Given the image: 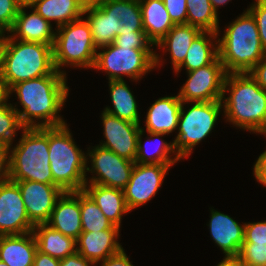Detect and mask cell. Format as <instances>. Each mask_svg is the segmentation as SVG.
<instances>
[{"label": "cell", "mask_w": 266, "mask_h": 266, "mask_svg": "<svg viewBox=\"0 0 266 266\" xmlns=\"http://www.w3.org/2000/svg\"><path fill=\"white\" fill-rule=\"evenodd\" d=\"M226 71L219 57L211 64L186 72L185 83L178 97L182 102H211L221 100Z\"/></svg>", "instance_id": "cell-11"}, {"label": "cell", "mask_w": 266, "mask_h": 266, "mask_svg": "<svg viewBox=\"0 0 266 266\" xmlns=\"http://www.w3.org/2000/svg\"><path fill=\"white\" fill-rule=\"evenodd\" d=\"M253 176L259 184L266 187V150L262 152L255 161Z\"/></svg>", "instance_id": "cell-42"}, {"label": "cell", "mask_w": 266, "mask_h": 266, "mask_svg": "<svg viewBox=\"0 0 266 266\" xmlns=\"http://www.w3.org/2000/svg\"><path fill=\"white\" fill-rule=\"evenodd\" d=\"M93 69L104 71L108 81L124 80L126 76L138 82L155 69V50L119 47L112 43L97 49Z\"/></svg>", "instance_id": "cell-9"}, {"label": "cell", "mask_w": 266, "mask_h": 266, "mask_svg": "<svg viewBox=\"0 0 266 266\" xmlns=\"http://www.w3.org/2000/svg\"><path fill=\"white\" fill-rule=\"evenodd\" d=\"M31 6L55 29L83 17L85 8L81 0H35Z\"/></svg>", "instance_id": "cell-29"}, {"label": "cell", "mask_w": 266, "mask_h": 266, "mask_svg": "<svg viewBox=\"0 0 266 266\" xmlns=\"http://www.w3.org/2000/svg\"><path fill=\"white\" fill-rule=\"evenodd\" d=\"M218 57V34L215 32H201L190 45L183 63L173 72H186L211 64Z\"/></svg>", "instance_id": "cell-27"}, {"label": "cell", "mask_w": 266, "mask_h": 266, "mask_svg": "<svg viewBox=\"0 0 266 266\" xmlns=\"http://www.w3.org/2000/svg\"><path fill=\"white\" fill-rule=\"evenodd\" d=\"M69 90L67 75L56 71L54 74L21 81L6 93L9 99L15 94L17 102L22 106L18 109L20 105L11 103L25 128H43L67 123L59 113L66 104Z\"/></svg>", "instance_id": "cell-1"}, {"label": "cell", "mask_w": 266, "mask_h": 266, "mask_svg": "<svg viewBox=\"0 0 266 266\" xmlns=\"http://www.w3.org/2000/svg\"><path fill=\"white\" fill-rule=\"evenodd\" d=\"M80 211L82 232L102 231L114 226L84 190L80 191Z\"/></svg>", "instance_id": "cell-32"}, {"label": "cell", "mask_w": 266, "mask_h": 266, "mask_svg": "<svg viewBox=\"0 0 266 266\" xmlns=\"http://www.w3.org/2000/svg\"><path fill=\"white\" fill-rule=\"evenodd\" d=\"M112 13L120 20V30H144L139 0H112Z\"/></svg>", "instance_id": "cell-34"}, {"label": "cell", "mask_w": 266, "mask_h": 266, "mask_svg": "<svg viewBox=\"0 0 266 266\" xmlns=\"http://www.w3.org/2000/svg\"><path fill=\"white\" fill-rule=\"evenodd\" d=\"M144 133H147V136L143 143L142 138L145 135ZM165 135L167 134L144 132L141 130L137 139V156L135 162L141 164H176L178 161H181L175 151L173 141L166 142L162 139Z\"/></svg>", "instance_id": "cell-23"}, {"label": "cell", "mask_w": 266, "mask_h": 266, "mask_svg": "<svg viewBox=\"0 0 266 266\" xmlns=\"http://www.w3.org/2000/svg\"><path fill=\"white\" fill-rule=\"evenodd\" d=\"M52 49L55 68L65 75V67L93 69L97 49L84 16L56 28Z\"/></svg>", "instance_id": "cell-7"}, {"label": "cell", "mask_w": 266, "mask_h": 266, "mask_svg": "<svg viewBox=\"0 0 266 266\" xmlns=\"http://www.w3.org/2000/svg\"><path fill=\"white\" fill-rule=\"evenodd\" d=\"M207 224L210 237L224 254V258L238 257L244 242L245 223L240 224L231 216L210 208Z\"/></svg>", "instance_id": "cell-17"}, {"label": "cell", "mask_w": 266, "mask_h": 266, "mask_svg": "<svg viewBox=\"0 0 266 266\" xmlns=\"http://www.w3.org/2000/svg\"><path fill=\"white\" fill-rule=\"evenodd\" d=\"M238 258L247 266H266V244L243 243Z\"/></svg>", "instance_id": "cell-36"}, {"label": "cell", "mask_w": 266, "mask_h": 266, "mask_svg": "<svg viewBox=\"0 0 266 266\" xmlns=\"http://www.w3.org/2000/svg\"><path fill=\"white\" fill-rule=\"evenodd\" d=\"M53 26L32 6H20L14 25L8 34L20 41L39 42L53 46L56 35V29H53Z\"/></svg>", "instance_id": "cell-18"}, {"label": "cell", "mask_w": 266, "mask_h": 266, "mask_svg": "<svg viewBox=\"0 0 266 266\" xmlns=\"http://www.w3.org/2000/svg\"><path fill=\"white\" fill-rule=\"evenodd\" d=\"M51 45L25 42L4 34L0 77L7 92L13 85L56 72Z\"/></svg>", "instance_id": "cell-4"}, {"label": "cell", "mask_w": 266, "mask_h": 266, "mask_svg": "<svg viewBox=\"0 0 266 266\" xmlns=\"http://www.w3.org/2000/svg\"><path fill=\"white\" fill-rule=\"evenodd\" d=\"M218 31V57L226 73L249 72L265 55L255 18L246 9Z\"/></svg>", "instance_id": "cell-3"}, {"label": "cell", "mask_w": 266, "mask_h": 266, "mask_svg": "<svg viewBox=\"0 0 266 266\" xmlns=\"http://www.w3.org/2000/svg\"><path fill=\"white\" fill-rule=\"evenodd\" d=\"M7 96V93L4 89L1 77H0V101L3 100Z\"/></svg>", "instance_id": "cell-50"}, {"label": "cell", "mask_w": 266, "mask_h": 266, "mask_svg": "<svg viewBox=\"0 0 266 266\" xmlns=\"http://www.w3.org/2000/svg\"><path fill=\"white\" fill-rule=\"evenodd\" d=\"M165 8L174 25L186 24L187 2L186 0H163Z\"/></svg>", "instance_id": "cell-40"}, {"label": "cell", "mask_w": 266, "mask_h": 266, "mask_svg": "<svg viewBox=\"0 0 266 266\" xmlns=\"http://www.w3.org/2000/svg\"><path fill=\"white\" fill-rule=\"evenodd\" d=\"M86 184H99L124 189L130 180L135 162L120 157L113 151L100 145L87 147Z\"/></svg>", "instance_id": "cell-10"}, {"label": "cell", "mask_w": 266, "mask_h": 266, "mask_svg": "<svg viewBox=\"0 0 266 266\" xmlns=\"http://www.w3.org/2000/svg\"><path fill=\"white\" fill-rule=\"evenodd\" d=\"M33 266H59V259L37 250L34 256Z\"/></svg>", "instance_id": "cell-46"}, {"label": "cell", "mask_w": 266, "mask_h": 266, "mask_svg": "<svg viewBox=\"0 0 266 266\" xmlns=\"http://www.w3.org/2000/svg\"><path fill=\"white\" fill-rule=\"evenodd\" d=\"M120 230L114 225L107 230L81 232L76 239V250L81 256L94 263L103 261L123 248L118 240Z\"/></svg>", "instance_id": "cell-19"}, {"label": "cell", "mask_w": 266, "mask_h": 266, "mask_svg": "<svg viewBox=\"0 0 266 266\" xmlns=\"http://www.w3.org/2000/svg\"><path fill=\"white\" fill-rule=\"evenodd\" d=\"M9 147L11 181H37L53 184L49 161V127L25 128Z\"/></svg>", "instance_id": "cell-5"}, {"label": "cell", "mask_w": 266, "mask_h": 266, "mask_svg": "<svg viewBox=\"0 0 266 266\" xmlns=\"http://www.w3.org/2000/svg\"><path fill=\"white\" fill-rule=\"evenodd\" d=\"M21 191L29 220L34 224H46L52 214L56 200L63 191L54 184L37 181H13Z\"/></svg>", "instance_id": "cell-15"}, {"label": "cell", "mask_w": 266, "mask_h": 266, "mask_svg": "<svg viewBox=\"0 0 266 266\" xmlns=\"http://www.w3.org/2000/svg\"><path fill=\"white\" fill-rule=\"evenodd\" d=\"M10 180L9 147L0 144V183Z\"/></svg>", "instance_id": "cell-44"}, {"label": "cell", "mask_w": 266, "mask_h": 266, "mask_svg": "<svg viewBox=\"0 0 266 266\" xmlns=\"http://www.w3.org/2000/svg\"><path fill=\"white\" fill-rule=\"evenodd\" d=\"M32 232L36 239L37 250L41 253L60 260L77 251L74 238L63 235L47 224L35 225Z\"/></svg>", "instance_id": "cell-30"}, {"label": "cell", "mask_w": 266, "mask_h": 266, "mask_svg": "<svg viewBox=\"0 0 266 266\" xmlns=\"http://www.w3.org/2000/svg\"><path fill=\"white\" fill-rule=\"evenodd\" d=\"M20 6H31L35 0H15Z\"/></svg>", "instance_id": "cell-49"}, {"label": "cell", "mask_w": 266, "mask_h": 266, "mask_svg": "<svg viewBox=\"0 0 266 266\" xmlns=\"http://www.w3.org/2000/svg\"><path fill=\"white\" fill-rule=\"evenodd\" d=\"M229 1H232V0H210L212 7H213L214 11L217 13V15H220V14H218L219 7L220 8H221V6L224 7V5H227V3H229Z\"/></svg>", "instance_id": "cell-48"}, {"label": "cell", "mask_w": 266, "mask_h": 266, "mask_svg": "<svg viewBox=\"0 0 266 266\" xmlns=\"http://www.w3.org/2000/svg\"><path fill=\"white\" fill-rule=\"evenodd\" d=\"M248 73L266 90V55Z\"/></svg>", "instance_id": "cell-43"}, {"label": "cell", "mask_w": 266, "mask_h": 266, "mask_svg": "<svg viewBox=\"0 0 266 266\" xmlns=\"http://www.w3.org/2000/svg\"><path fill=\"white\" fill-rule=\"evenodd\" d=\"M186 24L197 27L202 32L220 31L219 15L214 11L210 0H186Z\"/></svg>", "instance_id": "cell-31"}, {"label": "cell", "mask_w": 266, "mask_h": 266, "mask_svg": "<svg viewBox=\"0 0 266 266\" xmlns=\"http://www.w3.org/2000/svg\"><path fill=\"white\" fill-rule=\"evenodd\" d=\"M114 44L132 49H154V44L148 39L144 30H120Z\"/></svg>", "instance_id": "cell-35"}, {"label": "cell", "mask_w": 266, "mask_h": 266, "mask_svg": "<svg viewBox=\"0 0 266 266\" xmlns=\"http://www.w3.org/2000/svg\"><path fill=\"white\" fill-rule=\"evenodd\" d=\"M191 103V105H189ZM188 105V109L184 106ZM190 106V107H189ZM186 109V110H185ZM221 100L211 102H182L174 148L181 160L193 154L194 147L206 139L223 116Z\"/></svg>", "instance_id": "cell-8"}, {"label": "cell", "mask_w": 266, "mask_h": 266, "mask_svg": "<svg viewBox=\"0 0 266 266\" xmlns=\"http://www.w3.org/2000/svg\"><path fill=\"white\" fill-rule=\"evenodd\" d=\"M19 186L8 180L0 183V235H22L33 231Z\"/></svg>", "instance_id": "cell-13"}, {"label": "cell", "mask_w": 266, "mask_h": 266, "mask_svg": "<svg viewBox=\"0 0 266 266\" xmlns=\"http://www.w3.org/2000/svg\"><path fill=\"white\" fill-rule=\"evenodd\" d=\"M69 125L49 127V161L53 184L63 192L82 191L86 184L87 152L77 146Z\"/></svg>", "instance_id": "cell-6"}, {"label": "cell", "mask_w": 266, "mask_h": 266, "mask_svg": "<svg viewBox=\"0 0 266 266\" xmlns=\"http://www.w3.org/2000/svg\"><path fill=\"white\" fill-rule=\"evenodd\" d=\"M0 266H8L5 262L0 260Z\"/></svg>", "instance_id": "cell-53"}, {"label": "cell", "mask_w": 266, "mask_h": 266, "mask_svg": "<svg viewBox=\"0 0 266 266\" xmlns=\"http://www.w3.org/2000/svg\"><path fill=\"white\" fill-rule=\"evenodd\" d=\"M3 44H4V34H0V70H1V55H2Z\"/></svg>", "instance_id": "cell-51"}, {"label": "cell", "mask_w": 266, "mask_h": 266, "mask_svg": "<svg viewBox=\"0 0 266 266\" xmlns=\"http://www.w3.org/2000/svg\"><path fill=\"white\" fill-rule=\"evenodd\" d=\"M8 101L7 96L0 101V144L10 147L16 139L17 131H22L25 127L20 122L19 114Z\"/></svg>", "instance_id": "cell-33"}, {"label": "cell", "mask_w": 266, "mask_h": 266, "mask_svg": "<svg viewBox=\"0 0 266 266\" xmlns=\"http://www.w3.org/2000/svg\"><path fill=\"white\" fill-rule=\"evenodd\" d=\"M266 244V220L245 222L244 242Z\"/></svg>", "instance_id": "cell-39"}, {"label": "cell", "mask_w": 266, "mask_h": 266, "mask_svg": "<svg viewBox=\"0 0 266 266\" xmlns=\"http://www.w3.org/2000/svg\"><path fill=\"white\" fill-rule=\"evenodd\" d=\"M83 16L90 25L96 49L114 43L120 34V20L112 13V0H96L85 5Z\"/></svg>", "instance_id": "cell-16"}, {"label": "cell", "mask_w": 266, "mask_h": 266, "mask_svg": "<svg viewBox=\"0 0 266 266\" xmlns=\"http://www.w3.org/2000/svg\"><path fill=\"white\" fill-rule=\"evenodd\" d=\"M19 8L15 0H0V34H7L11 30Z\"/></svg>", "instance_id": "cell-37"}, {"label": "cell", "mask_w": 266, "mask_h": 266, "mask_svg": "<svg viewBox=\"0 0 266 266\" xmlns=\"http://www.w3.org/2000/svg\"><path fill=\"white\" fill-rule=\"evenodd\" d=\"M100 116L104 141L101 140L98 145L113 151L120 157L135 162L141 124L122 120L105 111H102Z\"/></svg>", "instance_id": "cell-14"}, {"label": "cell", "mask_w": 266, "mask_h": 266, "mask_svg": "<svg viewBox=\"0 0 266 266\" xmlns=\"http://www.w3.org/2000/svg\"><path fill=\"white\" fill-rule=\"evenodd\" d=\"M201 32L200 29L189 24L174 25L166 36L155 45L157 49L163 50L161 55L155 50V68L163 66L165 62L161 56L168 52L174 72L183 63L190 45Z\"/></svg>", "instance_id": "cell-20"}, {"label": "cell", "mask_w": 266, "mask_h": 266, "mask_svg": "<svg viewBox=\"0 0 266 266\" xmlns=\"http://www.w3.org/2000/svg\"><path fill=\"white\" fill-rule=\"evenodd\" d=\"M143 29L154 46L173 28L163 0H139Z\"/></svg>", "instance_id": "cell-26"}, {"label": "cell", "mask_w": 266, "mask_h": 266, "mask_svg": "<svg viewBox=\"0 0 266 266\" xmlns=\"http://www.w3.org/2000/svg\"><path fill=\"white\" fill-rule=\"evenodd\" d=\"M221 102L226 122L266 137V90L248 72L226 74Z\"/></svg>", "instance_id": "cell-2"}, {"label": "cell", "mask_w": 266, "mask_h": 266, "mask_svg": "<svg viewBox=\"0 0 266 266\" xmlns=\"http://www.w3.org/2000/svg\"><path fill=\"white\" fill-rule=\"evenodd\" d=\"M174 165L135 162L130 180L123 189L125 202L130 212L145 205L156 196L169 169Z\"/></svg>", "instance_id": "cell-12"}, {"label": "cell", "mask_w": 266, "mask_h": 266, "mask_svg": "<svg viewBox=\"0 0 266 266\" xmlns=\"http://www.w3.org/2000/svg\"><path fill=\"white\" fill-rule=\"evenodd\" d=\"M37 243L33 232L0 235V260L8 266H33Z\"/></svg>", "instance_id": "cell-24"}, {"label": "cell", "mask_w": 266, "mask_h": 266, "mask_svg": "<svg viewBox=\"0 0 266 266\" xmlns=\"http://www.w3.org/2000/svg\"><path fill=\"white\" fill-rule=\"evenodd\" d=\"M216 266H247L238 257L223 258Z\"/></svg>", "instance_id": "cell-47"}, {"label": "cell", "mask_w": 266, "mask_h": 266, "mask_svg": "<svg viewBox=\"0 0 266 266\" xmlns=\"http://www.w3.org/2000/svg\"><path fill=\"white\" fill-rule=\"evenodd\" d=\"M83 190L95 201L102 213L120 228L123 215L130 213L125 202L124 191L99 184H85Z\"/></svg>", "instance_id": "cell-25"}, {"label": "cell", "mask_w": 266, "mask_h": 266, "mask_svg": "<svg viewBox=\"0 0 266 266\" xmlns=\"http://www.w3.org/2000/svg\"><path fill=\"white\" fill-rule=\"evenodd\" d=\"M46 224L76 240L82 232L80 191L63 192L56 200L51 217Z\"/></svg>", "instance_id": "cell-21"}, {"label": "cell", "mask_w": 266, "mask_h": 266, "mask_svg": "<svg viewBox=\"0 0 266 266\" xmlns=\"http://www.w3.org/2000/svg\"><path fill=\"white\" fill-rule=\"evenodd\" d=\"M96 264H99L100 266H134L132 261H130L129 256H127L124 248H122L116 254H113Z\"/></svg>", "instance_id": "cell-41"}, {"label": "cell", "mask_w": 266, "mask_h": 266, "mask_svg": "<svg viewBox=\"0 0 266 266\" xmlns=\"http://www.w3.org/2000/svg\"><path fill=\"white\" fill-rule=\"evenodd\" d=\"M247 10L256 20L259 37L266 52V0H255L247 7Z\"/></svg>", "instance_id": "cell-38"}, {"label": "cell", "mask_w": 266, "mask_h": 266, "mask_svg": "<svg viewBox=\"0 0 266 266\" xmlns=\"http://www.w3.org/2000/svg\"><path fill=\"white\" fill-rule=\"evenodd\" d=\"M182 101L178 94L174 96H164L155 100L145 115L144 132L171 134L177 130Z\"/></svg>", "instance_id": "cell-22"}, {"label": "cell", "mask_w": 266, "mask_h": 266, "mask_svg": "<svg viewBox=\"0 0 266 266\" xmlns=\"http://www.w3.org/2000/svg\"><path fill=\"white\" fill-rule=\"evenodd\" d=\"M111 106H105L103 111L116 116L122 120L130 121L135 124H141V113H139V105L133 91L125 80L108 81Z\"/></svg>", "instance_id": "cell-28"}, {"label": "cell", "mask_w": 266, "mask_h": 266, "mask_svg": "<svg viewBox=\"0 0 266 266\" xmlns=\"http://www.w3.org/2000/svg\"><path fill=\"white\" fill-rule=\"evenodd\" d=\"M93 261L81 256L77 251L59 260V266H96Z\"/></svg>", "instance_id": "cell-45"}, {"label": "cell", "mask_w": 266, "mask_h": 266, "mask_svg": "<svg viewBox=\"0 0 266 266\" xmlns=\"http://www.w3.org/2000/svg\"><path fill=\"white\" fill-rule=\"evenodd\" d=\"M85 5H89L91 3H94L96 0H81Z\"/></svg>", "instance_id": "cell-52"}]
</instances>
